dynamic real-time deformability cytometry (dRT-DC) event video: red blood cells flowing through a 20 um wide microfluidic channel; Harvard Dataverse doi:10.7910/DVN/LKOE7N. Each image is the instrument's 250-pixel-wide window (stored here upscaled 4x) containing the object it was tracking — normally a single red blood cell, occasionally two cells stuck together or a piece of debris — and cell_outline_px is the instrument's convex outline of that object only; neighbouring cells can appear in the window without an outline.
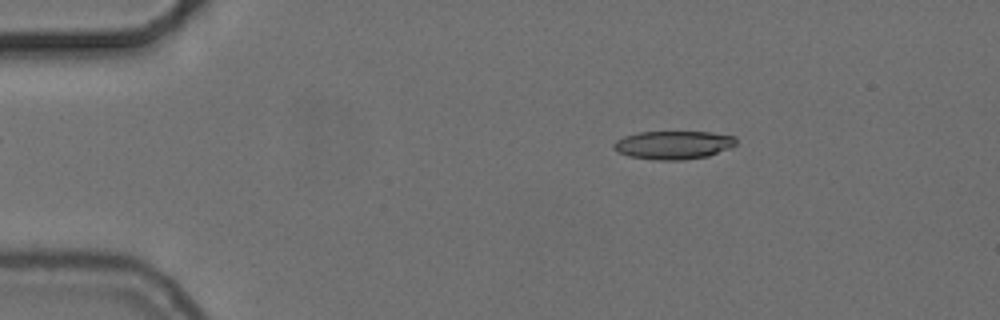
{"species": "common noctule bat (a hibernating species)", "species_latin": "Nyctalus noctula", "temperature_condition": "cold", "stored_images_in_passage": 50, "camera_frame_rate_fps": 3000, "um_per_image_px": 0.085, "animal": {"sex": "female", "body_mass_g": 24.6, "forearm_length_mm": 56.2}, "frame": {"image": 1, "passage_image": 4, "time_ms": 1.0, "image_size_px": [1000, 320], "cell_outline_px": [[736, 144], [732, 148], [708, 156], [684, 160], [656, 160], [628, 156], [612, 148], [612, 144], [616, 140], [624, 136], [640, 132], [712, 132], [736, 136]], "centroid_in_image_um": [57.26, 12.32], "position_along_channel_um": 27.7, "area_um2": 20.4}}
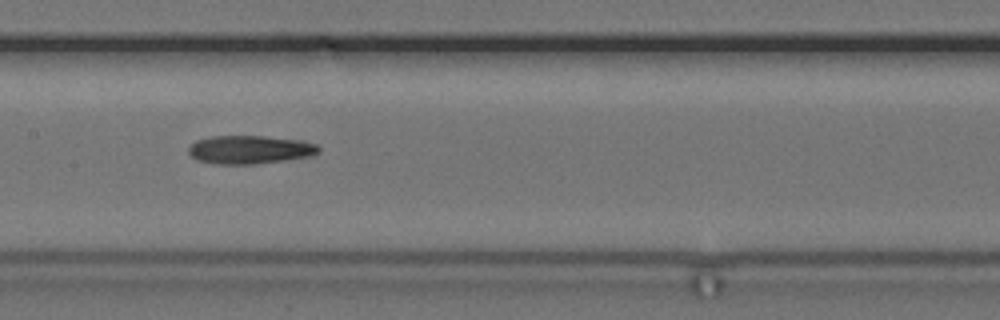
{"frame": {"image": 2, "passage_image": 22, "time_ms": 7.0, "image_size_px": [1000, 320], "cell_outline_px": [[320, 152], [308, 156], [284, 160], [252, 164], [216, 164], [196, 160], [188, 152], [188, 148], [196, 140], [212, 136], [264, 136], [300, 140], [316, 144], [320, 148]], "centroid_in_image_um": [21.21, 12.71], "position_along_channel_um": 186.2, "area_um2": 21.39}}
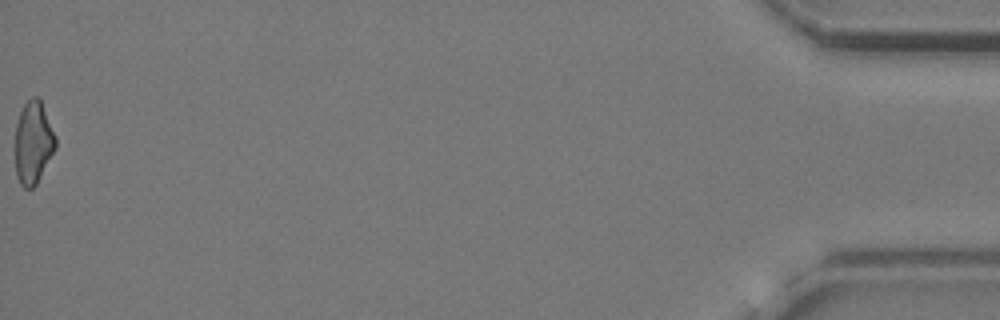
{"frame": {"image": 3, "passage_image": 50, "time_ms": 16.333, "image_size_px": [1000, 320], "cell_outline_px": [[56, 148], [36, 184], [32, 188], [24, 188], [20, 184], [16, 176], [16, 124], [20, 112], [24, 104], [32, 96], [40, 96], [56, 136]], "centroid_in_image_um": [2.84, 12.08], "position_along_channel_um": 432.4, "area_um2": 19.54}}